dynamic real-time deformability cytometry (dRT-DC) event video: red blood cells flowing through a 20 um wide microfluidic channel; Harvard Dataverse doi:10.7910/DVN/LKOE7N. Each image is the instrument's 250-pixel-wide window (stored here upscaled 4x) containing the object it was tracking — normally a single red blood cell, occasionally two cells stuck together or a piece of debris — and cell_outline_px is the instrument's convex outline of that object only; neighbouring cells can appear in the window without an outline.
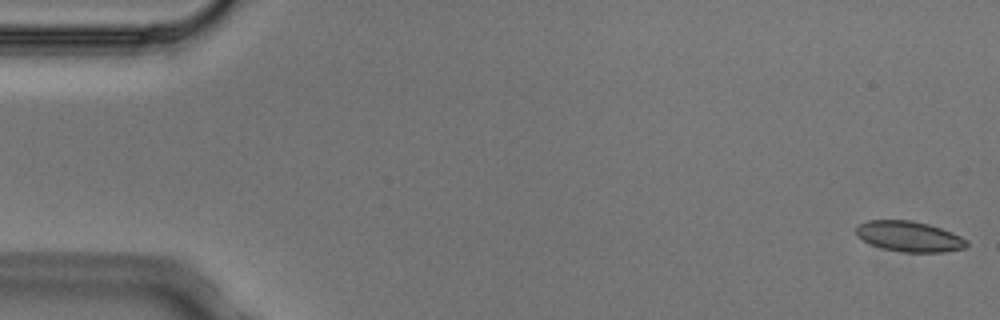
{"species": "Egyptian fruit bat (a non-hibernating species)", "species_latin": "Rousettus aegyptiacus", "temperature_condition": "cold", "stored_images_in_passage": 5, "camera_frame_rate_fps": 3000, "um_per_image_px": 0.085, "animal": {"sex": "male"}, "frame": {"image": 1, "passage_image": 1, "time_ms": 0.0, "image_size_px": [1000, 320], "cell_outline_px": [[968, 244], [964, 248], [944, 252], [900, 252], [880, 248], [856, 236], [856, 228], [860, 224], [868, 220], [912, 220], [928, 224], [952, 232], [968, 240]], "centroid_in_image_um": [77.29, 20.1], "position_along_channel_um": 7.7, "area_um2": 19.65}}